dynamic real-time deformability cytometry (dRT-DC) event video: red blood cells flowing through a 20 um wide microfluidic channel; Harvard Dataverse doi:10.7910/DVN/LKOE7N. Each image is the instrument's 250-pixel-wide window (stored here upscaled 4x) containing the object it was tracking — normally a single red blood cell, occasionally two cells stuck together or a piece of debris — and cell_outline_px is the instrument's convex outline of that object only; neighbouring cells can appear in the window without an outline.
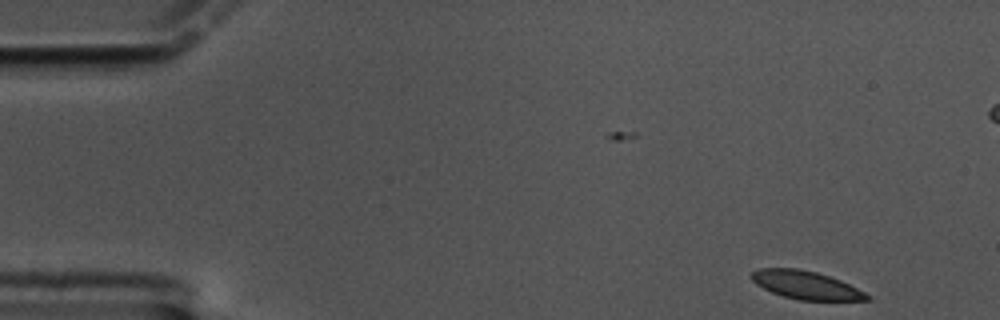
{"species": "common noctule bat (a hibernating species)", "species_latin": "Nyctalus noctula", "temperature_condition": "cold", "stored_images_in_passage": 58, "camera_frame_rate_fps": 3000, "um_per_image_px": 0.085, "animal": {"sex": "male", "body_mass_g": 17.5, "forearm_length_mm": 52.3}, "frame": {"image": 1, "passage_image": 1, "time_ms": 0.0, "image_size_px": [1000, 320], "cell_outline_px": [[872, 300], [800, 300], [784, 296], [772, 292], [756, 284], [748, 276], [756, 268], [800, 268], [816, 272], [840, 280], [872, 296]], "centroid_in_image_um": [68.48, 24.22], "position_along_channel_um": 16.5, "area_um2": 18.9}}
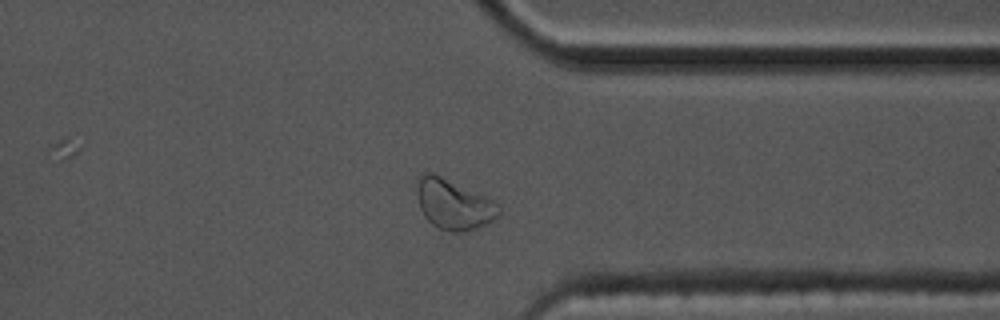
{"frame": {"image": 2, "passage_image": 43, "time_ms": 14.0, "image_size_px": [1000, 320], "cell_outline_px": [[500, 212], [492, 220], [476, 228], [464, 232], [452, 232], [440, 228], [432, 224], [424, 216], [420, 208], [416, 192], [416, 188], [420, 176], [424, 168], [484, 196], [500, 204]], "centroid_in_image_um": [38.51, 17.34], "position_along_channel_um": 372.9, "area_um2": 23.81}}
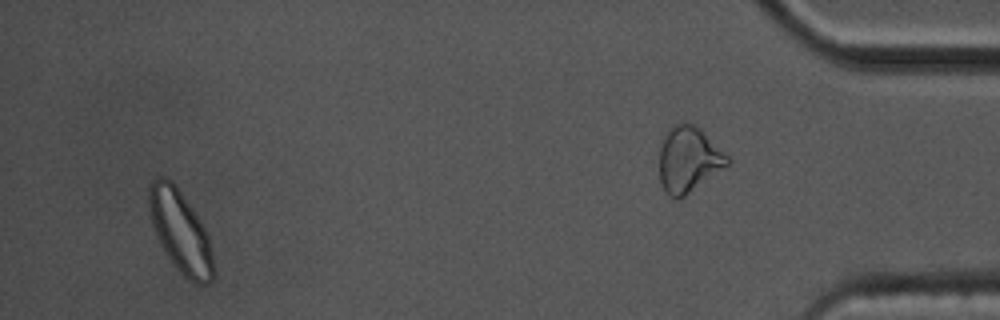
{"frame": {"image": 3, "passage_image": 54, "time_ms": 17.667, "image_size_px": [1000, 320], "cell_outline_px": [[216, 276], [208, 284], [196, 284], [188, 280], [176, 268], [168, 256], [152, 224], [148, 208], [148, 188], [152, 180], [156, 176], [164, 176], [172, 180], [176, 184], [200, 220], [208, 236], [212, 252], [216, 272]], "centroid_in_image_um": [15.35, 19.67], "position_along_channel_um": 419.8, "area_um2": 30.98}, "authors_computed_cell_mechanics": {"area_um2": 20.23, "velocity_mm_per_s": 3.2957, "shape_relaxation_time_tau1_ms": 4.5749, "shape_relaxation_time_tau2_ms": 4.2828, "deformation_change_tau1": 0.117, "deformation_change_tau2": 0.0765}}